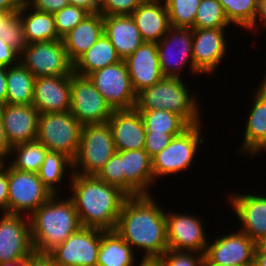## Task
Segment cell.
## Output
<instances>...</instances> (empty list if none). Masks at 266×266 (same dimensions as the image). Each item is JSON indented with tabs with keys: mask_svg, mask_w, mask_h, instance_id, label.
<instances>
[{
	"mask_svg": "<svg viewBox=\"0 0 266 266\" xmlns=\"http://www.w3.org/2000/svg\"><path fill=\"white\" fill-rule=\"evenodd\" d=\"M124 62L137 95L164 77L160 68L157 43L144 42L126 57Z\"/></svg>",
	"mask_w": 266,
	"mask_h": 266,
	"instance_id": "21",
	"label": "cell"
},
{
	"mask_svg": "<svg viewBox=\"0 0 266 266\" xmlns=\"http://www.w3.org/2000/svg\"><path fill=\"white\" fill-rule=\"evenodd\" d=\"M104 34L103 15L89 14L62 37L69 60L74 63Z\"/></svg>",
	"mask_w": 266,
	"mask_h": 266,
	"instance_id": "26",
	"label": "cell"
},
{
	"mask_svg": "<svg viewBox=\"0 0 266 266\" xmlns=\"http://www.w3.org/2000/svg\"><path fill=\"white\" fill-rule=\"evenodd\" d=\"M116 152L108 122L82 126L78 153L73 160V173L97 175Z\"/></svg>",
	"mask_w": 266,
	"mask_h": 266,
	"instance_id": "5",
	"label": "cell"
},
{
	"mask_svg": "<svg viewBox=\"0 0 266 266\" xmlns=\"http://www.w3.org/2000/svg\"><path fill=\"white\" fill-rule=\"evenodd\" d=\"M144 0H99L98 12L103 16L131 15Z\"/></svg>",
	"mask_w": 266,
	"mask_h": 266,
	"instance_id": "42",
	"label": "cell"
},
{
	"mask_svg": "<svg viewBox=\"0 0 266 266\" xmlns=\"http://www.w3.org/2000/svg\"><path fill=\"white\" fill-rule=\"evenodd\" d=\"M57 196L53 195L29 216L36 253L48 254L82 227L72 199L60 201Z\"/></svg>",
	"mask_w": 266,
	"mask_h": 266,
	"instance_id": "3",
	"label": "cell"
},
{
	"mask_svg": "<svg viewBox=\"0 0 266 266\" xmlns=\"http://www.w3.org/2000/svg\"><path fill=\"white\" fill-rule=\"evenodd\" d=\"M0 114L11 147L36 140L40 113L33 104L6 103L0 106Z\"/></svg>",
	"mask_w": 266,
	"mask_h": 266,
	"instance_id": "20",
	"label": "cell"
},
{
	"mask_svg": "<svg viewBox=\"0 0 266 266\" xmlns=\"http://www.w3.org/2000/svg\"><path fill=\"white\" fill-rule=\"evenodd\" d=\"M121 61L115 47L108 37L103 34L85 53L73 63V73L88 76L97 70L103 69Z\"/></svg>",
	"mask_w": 266,
	"mask_h": 266,
	"instance_id": "28",
	"label": "cell"
},
{
	"mask_svg": "<svg viewBox=\"0 0 266 266\" xmlns=\"http://www.w3.org/2000/svg\"><path fill=\"white\" fill-rule=\"evenodd\" d=\"M13 13H6L0 11V37L2 34V29L5 27V21L12 15Z\"/></svg>",
	"mask_w": 266,
	"mask_h": 266,
	"instance_id": "55",
	"label": "cell"
},
{
	"mask_svg": "<svg viewBox=\"0 0 266 266\" xmlns=\"http://www.w3.org/2000/svg\"><path fill=\"white\" fill-rule=\"evenodd\" d=\"M165 217L169 249L205 253L209 242L201 217L181 212H166Z\"/></svg>",
	"mask_w": 266,
	"mask_h": 266,
	"instance_id": "16",
	"label": "cell"
},
{
	"mask_svg": "<svg viewBox=\"0 0 266 266\" xmlns=\"http://www.w3.org/2000/svg\"><path fill=\"white\" fill-rule=\"evenodd\" d=\"M182 78L163 77L137 95V110H166L181 115L190 125L201 123L200 107Z\"/></svg>",
	"mask_w": 266,
	"mask_h": 266,
	"instance_id": "4",
	"label": "cell"
},
{
	"mask_svg": "<svg viewBox=\"0 0 266 266\" xmlns=\"http://www.w3.org/2000/svg\"><path fill=\"white\" fill-rule=\"evenodd\" d=\"M121 161L122 157L115 152L96 176L125 192V174L122 173Z\"/></svg>",
	"mask_w": 266,
	"mask_h": 266,
	"instance_id": "40",
	"label": "cell"
},
{
	"mask_svg": "<svg viewBox=\"0 0 266 266\" xmlns=\"http://www.w3.org/2000/svg\"><path fill=\"white\" fill-rule=\"evenodd\" d=\"M139 266H164L160 257H142Z\"/></svg>",
	"mask_w": 266,
	"mask_h": 266,
	"instance_id": "53",
	"label": "cell"
},
{
	"mask_svg": "<svg viewBox=\"0 0 266 266\" xmlns=\"http://www.w3.org/2000/svg\"><path fill=\"white\" fill-rule=\"evenodd\" d=\"M89 80L113 110H130L136 107L137 94L124 60L90 73Z\"/></svg>",
	"mask_w": 266,
	"mask_h": 266,
	"instance_id": "10",
	"label": "cell"
},
{
	"mask_svg": "<svg viewBox=\"0 0 266 266\" xmlns=\"http://www.w3.org/2000/svg\"><path fill=\"white\" fill-rule=\"evenodd\" d=\"M194 253L198 252L168 249L160 258L164 266H205L204 254Z\"/></svg>",
	"mask_w": 266,
	"mask_h": 266,
	"instance_id": "41",
	"label": "cell"
},
{
	"mask_svg": "<svg viewBox=\"0 0 266 266\" xmlns=\"http://www.w3.org/2000/svg\"><path fill=\"white\" fill-rule=\"evenodd\" d=\"M224 28L193 29L192 57L200 74H212L227 52Z\"/></svg>",
	"mask_w": 266,
	"mask_h": 266,
	"instance_id": "17",
	"label": "cell"
},
{
	"mask_svg": "<svg viewBox=\"0 0 266 266\" xmlns=\"http://www.w3.org/2000/svg\"><path fill=\"white\" fill-rule=\"evenodd\" d=\"M173 137V135L168 133L146 132L144 150L153 158L170 144Z\"/></svg>",
	"mask_w": 266,
	"mask_h": 266,
	"instance_id": "43",
	"label": "cell"
},
{
	"mask_svg": "<svg viewBox=\"0 0 266 266\" xmlns=\"http://www.w3.org/2000/svg\"><path fill=\"white\" fill-rule=\"evenodd\" d=\"M7 67H0V106L6 104L7 96Z\"/></svg>",
	"mask_w": 266,
	"mask_h": 266,
	"instance_id": "51",
	"label": "cell"
},
{
	"mask_svg": "<svg viewBox=\"0 0 266 266\" xmlns=\"http://www.w3.org/2000/svg\"><path fill=\"white\" fill-rule=\"evenodd\" d=\"M19 57L20 53L0 37V67L8 68L17 65Z\"/></svg>",
	"mask_w": 266,
	"mask_h": 266,
	"instance_id": "45",
	"label": "cell"
},
{
	"mask_svg": "<svg viewBox=\"0 0 266 266\" xmlns=\"http://www.w3.org/2000/svg\"><path fill=\"white\" fill-rule=\"evenodd\" d=\"M229 23L245 30H255L260 17L261 0H218Z\"/></svg>",
	"mask_w": 266,
	"mask_h": 266,
	"instance_id": "32",
	"label": "cell"
},
{
	"mask_svg": "<svg viewBox=\"0 0 266 266\" xmlns=\"http://www.w3.org/2000/svg\"><path fill=\"white\" fill-rule=\"evenodd\" d=\"M152 195L129 196L119 214L116 232L143 257H161L167 251L165 212Z\"/></svg>",
	"mask_w": 266,
	"mask_h": 266,
	"instance_id": "1",
	"label": "cell"
},
{
	"mask_svg": "<svg viewBox=\"0 0 266 266\" xmlns=\"http://www.w3.org/2000/svg\"><path fill=\"white\" fill-rule=\"evenodd\" d=\"M28 10L30 12L27 13ZM18 14L23 22L27 43L62 39L57 33L53 14L35 9L32 11L31 7H28L25 3H23Z\"/></svg>",
	"mask_w": 266,
	"mask_h": 266,
	"instance_id": "30",
	"label": "cell"
},
{
	"mask_svg": "<svg viewBox=\"0 0 266 266\" xmlns=\"http://www.w3.org/2000/svg\"><path fill=\"white\" fill-rule=\"evenodd\" d=\"M263 149L264 150H266V142L263 144V146L255 153V154H257L258 155V153L260 152V151H263Z\"/></svg>",
	"mask_w": 266,
	"mask_h": 266,
	"instance_id": "59",
	"label": "cell"
},
{
	"mask_svg": "<svg viewBox=\"0 0 266 266\" xmlns=\"http://www.w3.org/2000/svg\"><path fill=\"white\" fill-rule=\"evenodd\" d=\"M11 146L7 140L4 126H3V121L2 117L0 114V156L6 161L9 158Z\"/></svg>",
	"mask_w": 266,
	"mask_h": 266,
	"instance_id": "48",
	"label": "cell"
},
{
	"mask_svg": "<svg viewBox=\"0 0 266 266\" xmlns=\"http://www.w3.org/2000/svg\"><path fill=\"white\" fill-rule=\"evenodd\" d=\"M201 124L190 125L181 134L174 136L170 144L152 158L154 180L190 169L198 146L204 143L200 137Z\"/></svg>",
	"mask_w": 266,
	"mask_h": 266,
	"instance_id": "7",
	"label": "cell"
},
{
	"mask_svg": "<svg viewBox=\"0 0 266 266\" xmlns=\"http://www.w3.org/2000/svg\"><path fill=\"white\" fill-rule=\"evenodd\" d=\"M48 151L38 140L15 145L9 154L15 157L9 165L16 170L38 173Z\"/></svg>",
	"mask_w": 266,
	"mask_h": 266,
	"instance_id": "35",
	"label": "cell"
},
{
	"mask_svg": "<svg viewBox=\"0 0 266 266\" xmlns=\"http://www.w3.org/2000/svg\"><path fill=\"white\" fill-rule=\"evenodd\" d=\"M6 161L0 167V210L3 213H8V166H5Z\"/></svg>",
	"mask_w": 266,
	"mask_h": 266,
	"instance_id": "46",
	"label": "cell"
},
{
	"mask_svg": "<svg viewBox=\"0 0 266 266\" xmlns=\"http://www.w3.org/2000/svg\"><path fill=\"white\" fill-rule=\"evenodd\" d=\"M24 3L32 9L51 14L70 4L68 0H24Z\"/></svg>",
	"mask_w": 266,
	"mask_h": 266,
	"instance_id": "44",
	"label": "cell"
},
{
	"mask_svg": "<svg viewBox=\"0 0 266 266\" xmlns=\"http://www.w3.org/2000/svg\"><path fill=\"white\" fill-rule=\"evenodd\" d=\"M265 77L263 78V81L260 83V86L266 91V72H265Z\"/></svg>",
	"mask_w": 266,
	"mask_h": 266,
	"instance_id": "57",
	"label": "cell"
},
{
	"mask_svg": "<svg viewBox=\"0 0 266 266\" xmlns=\"http://www.w3.org/2000/svg\"><path fill=\"white\" fill-rule=\"evenodd\" d=\"M82 126L70 111L41 113L36 140L50 152L62 153L73 161L78 153Z\"/></svg>",
	"mask_w": 266,
	"mask_h": 266,
	"instance_id": "6",
	"label": "cell"
},
{
	"mask_svg": "<svg viewBox=\"0 0 266 266\" xmlns=\"http://www.w3.org/2000/svg\"><path fill=\"white\" fill-rule=\"evenodd\" d=\"M134 250L116 230H102L97 266H134Z\"/></svg>",
	"mask_w": 266,
	"mask_h": 266,
	"instance_id": "29",
	"label": "cell"
},
{
	"mask_svg": "<svg viewBox=\"0 0 266 266\" xmlns=\"http://www.w3.org/2000/svg\"><path fill=\"white\" fill-rule=\"evenodd\" d=\"M231 25L218 0H201L196 11L194 29L228 28Z\"/></svg>",
	"mask_w": 266,
	"mask_h": 266,
	"instance_id": "36",
	"label": "cell"
},
{
	"mask_svg": "<svg viewBox=\"0 0 266 266\" xmlns=\"http://www.w3.org/2000/svg\"><path fill=\"white\" fill-rule=\"evenodd\" d=\"M6 103L30 105L33 102L35 76L20 62L7 68Z\"/></svg>",
	"mask_w": 266,
	"mask_h": 266,
	"instance_id": "31",
	"label": "cell"
},
{
	"mask_svg": "<svg viewBox=\"0 0 266 266\" xmlns=\"http://www.w3.org/2000/svg\"><path fill=\"white\" fill-rule=\"evenodd\" d=\"M256 244L244 232L238 230L217 237L208 243L205 266H253Z\"/></svg>",
	"mask_w": 266,
	"mask_h": 266,
	"instance_id": "14",
	"label": "cell"
},
{
	"mask_svg": "<svg viewBox=\"0 0 266 266\" xmlns=\"http://www.w3.org/2000/svg\"><path fill=\"white\" fill-rule=\"evenodd\" d=\"M71 5L85 9L90 14L98 13L99 0H68Z\"/></svg>",
	"mask_w": 266,
	"mask_h": 266,
	"instance_id": "50",
	"label": "cell"
},
{
	"mask_svg": "<svg viewBox=\"0 0 266 266\" xmlns=\"http://www.w3.org/2000/svg\"><path fill=\"white\" fill-rule=\"evenodd\" d=\"M24 216L8 213L1 215L0 263L23 261L35 252L31 237L30 219Z\"/></svg>",
	"mask_w": 266,
	"mask_h": 266,
	"instance_id": "15",
	"label": "cell"
},
{
	"mask_svg": "<svg viewBox=\"0 0 266 266\" xmlns=\"http://www.w3.org/2000/svg\"><path fill=\"white\" fill-rule=\"evenodd\" d=\"M23 3L24 0H0V11L16 14Z\"/></svg>",
	"mask_w": 266,
	"mask_h": 266,
	"instance_id": "49",
	"label": "cell"
},
{
	"mask_svg": "<svg viewBox=\"0 0 266 266\" xmlns=\"http://www.w3.org/2000/svg\"><path fill=\"white\" fill-rule=\"evenodd\" d=\"M19 62L35 77L62 76L73 73L62 39L28 43Z\"/></svg>",
	"mask_w": 266,
	"mask_h": 266,
	"instance_id": "9",
	"label": "cell"
},
{
	"mask_svg": "<svg viewBox=\"0 0 266 266\" xmlns=\"http://www.w3.org/2000/svg\"><path fill=\"white\" fill-rule=\"evenodd\" d=\"M192 45V28H169L167 34L157 43L160 68L164 77L180 78L179 72L181 73L187 64H190L191 73L200 75L194 67Z\"/></svg>",
	"mask_w": 266,
	"mask_h": 266,
	"instance_id": "12",
	"label": "cell"
},
{
	"mask_svg": "<svg viewBox=\"0 0 266 266\" xmlns=\"http://www.w3.org/2000/svg\"><path fill=\"white\" fill-rule=\"evenodd\" d=\"M146 132L181 134L190 124L179 114L166 110H138Z\"/></svg>",
	"mask_w": 266,
	"mask_h": 266,
	"instance_id": "33",
	"label": "cell"
},
{
	"mask_svg": "<svg viewBox=\"0 0 266 266\" xmlns=\"http://www.w3.org/2000/svg\"><path fill=\"white\" fill-rule=\"evenodd\" d=\"M4 161L5 160L0 156V167L3 165Z\"/></svg>",
	"mask_w": 266,
	"mask_h": 266,
	"instance_id": "60",
	"label": "cell"
},
{
	"mask_svg": "<svg viewBox=\"0 0 266 266\" xmlns=\"http://www.w3.org/2000/svg\"><path fill=\"white\" fill-rule=\"evenodd\" d=\"M260 23L266 27V0H261Z\"/></svg>",
	"mask_w": 266,
	"mask_h": 266,
	"instance_id": "54",
	"label": "cell"
},
{
	"mask_svg": "<svg viewBox=\"0 0 266 266\" xmlns=\"http://www.w3.org/2000/svg\"><path fill=\"white\" fill-rule=\"evenodd\" d=\"M262 248L266 249V237L261 241V243L259 244Z\"/></svg>",
	"mask_w": 266,
	"mask_h": 266,
	"instance_id": "58",
	"label": "cell"
},
{
	"mask_svg": "<svg viewBox=\"0 0 266 266\" xmlns=\"http://www.w3.org/2000/svg\"><path fill=\"white\" fill-rule=\"evenodd\" d=\"M22 266H56L49 254L36 253L22 261Z\"/></svg>",
	"mask_w": 266,
	"mask_h": 266,
	"instance_id": "47",
	"label": "cell"
},
{
	"mask_svg": "<svg viewBox=\"0 0 266 266\" xmlns=\"http://www.w3.org/2000/svg\"><path fill=\"white\" fill-rule=\"evenodd\" d=\"M32 104L40 114L69 111L71 75L36 77Z\"/></svg>",
	"mask_w": 266,
	"mask_h": 266,
	"instance_id": "19",
	"label": "cell"
},
{
	"mask_svg": "<svg viewBox=\"0 0 266 266\" xmlns=\"http://www.w3.org/2000/svg\"><path fill=\"white\" fill-rule=\"evenodd\" d=\"M89 14L85 9L71 4L55 12L53 15L58 35L61 38L65 36Z\"/></svg>",
	"mask_w": 266,
	"mask_h": 266,
	"instance_id": "38",
	"label": "cell"
},
{
	"mask_svg": "<svg viewBox=\"0 0 266 266\" xmlns=\"http://www.w3.org/2000/svg\"><path fill=\"white\" fill-rule=\"evenodd\" d=\"M131 17L144 42L158 43L171 27L164 0H144Z\"/></svg>",
	"mask_w": 266,
	"mask_h": 266,
	"instance_id": "24",
	"label": "cell"
},
{
	"mask_svg": "<svg viewBox=\"0 0 266 266\" xmlns=\"http://www.w3.org/2000/svg\"><path fill=\"white\" fill-rule=\"evenodd\" d=\"M112 131L116 151L140 150L144 148L146 129L139 111L114 110L107 121Z\"/></svg>",
	"mask_w": 266,
	"mask_h": 266,
	"instance_id": "22",
	"label": "cell"
},
{
	"mask_svg": "<svg viewBox=\"0 0 266 266\" xmlns=\"http://www.w3.org/2000/svg\"><path fill=\"white\" fill-rule=\"evenodd\" d=\"M104 34L115 47L117 55L124 60L144 41L131 15L103 16Z\"/></svg>",
	"mask_w": 266,
	"mask_h": 266,
	"instance_id": "25",
	"label": "cell"
},
{
	"mask_svg": "<svg viewBox=\"0 0 266 266\" xmlns=\"http://www.w3.org/2000/svg\"><path fill=\"white\" fill-rule=\"evenodd\" d=\"M170 25L194 29L196 11L201 0H164Z\"/></svg>",
	"mask_w": 266,
	"mask_h": 266,
	"instance_id": "37",
	"label": "cell"
},
{
	"mask_svg": "<svg viewBox=\"0 0 266 266\" xmlns=\"http://www.w3.org/2000/svg\"><path fill=\"white\" fill-rule=\"evenodd\" d=\"M8 181V214L29 217L53 196L38 173L16 170L8 165Z\"/></svg>",
	"mask_w": 266,
	"mask_h": 266,
	"instance_id": "8",
	"label": "cell"
},
{
	"mask_svg": "<svg viewBox=\"0 0 266 266\" xmlns=\"http://www.w3.org/2000/svg\"><path fill=\"white\" fill-rule=\"evenodd\" d=\"M0 266H22V261H6L1 262Z\"/></svg>",
	"mask_w": 266,
	"mask_h": 266,
	"instance_id": "56",
	"label": "cell"
},
{
	"mask_svg": "<svg viewBox=\"0 0 266 266\" xmlns=\"http://www.w3.org/2000/svg\"><path fill=\"white\" fill-rule=\"evenodd\" d=\"M116 152L122 157L121 167L122 173L125 174V193L128 196L151 195L147 190L155 181L152 158L144 148Z\"/></svg>",
	"mask_w": 266,
	"mask_h": 266,
	"instance_id": "23",
	"label": "cell"
},
{
	"mask_svg": "<svg viewBox=\"0 0 266 266\" xmlns=\"http://www.w3.org/2000/svg\"><path fill=\"white\" fill-rule=\"evenodd\" d=\"M69 111L84 126L106 123L114 110L88 77L72 73Z\"/></svg>",
	"mask_w": 266,
	"mask_h": 266,
	"instance_id": "11",
	"label": "cell"
},
{
	"mask_svg": "<svg viewBox=\"0 0 266 266\" xmlns=\"http://www.w3.org/2000/svg\"><path fill=\"white\" fill-rule=\"evenodd\" d=\"M253 98V105L246 120L244 141L239 148L243 154L255 156L266 142V91L259 85Z\"/></svg>",
	"mask_w": 266,
	"mask_h": 266,
	"instance_id": "27",
	"label": "cell"
},
{
	"mask_svg": "<svg viewBox=\"0 0 266 266\" xmlns=\"http://www.w3.org/2000/svg\"><path fill=\"white\" fill-rule=\"evenodd\" d=\"M71 194L82 227L115 230L123 203L129 197L96 175L73 173Z\"/></svg>",
	"mask_w": 266,
	"mask_h": 266,
	"instance_id": "2",
	"label": "cell"
},
{
	"mask_svg": "<svg viewBox=\"0 0 266 266\" xmlns=\"http://www.w3.org/2000/svg\"><path fill=\"white\" fill-rule=\"evenodd\" d=\"M1 38L16 51L21 53L27 47L24 34L23 22L18 13L12 14L6 21L2 29Z\"/></svg>",
	"mask_w": 266,
	"mask_h": 266,
	"instance_id": "39",
	"label": "cell"
},
{
	"mask_svg": "<svg viewBox=\"0 0 266 266\" xmlns=\"http://www.w3.org/2000/svg\"><path fill=\"white\" fill-rule=\"evenodd\" d=\"M67 169L70 171L69 176H72L73 161L69 157L59 152L48 151L39 169L38 176L53 195H58L60 193L58 192V186Z\"/></svg>",
	"mask_w": 266,
	"mask_h": 266,
	"instance_id": "34",
	"label": "cell"
},
{
	"mask_svg": "<svg viewBox=\"0 0 266 266\" xmlns=\"http://www.w3.org/2000/svg\"><path fill=\"white\" fill-rule=\"evenodd\" d=\"M236 218L241 221L240 231L247 234L257 245L266 237V195L234 194L228 195Z\"/></svg>",
	"mask_w": 266,
	"mask_h": 266,
	"instance_id": "18",
	"label": "cell"
},
{
	"mask_svg": "<svg viewBox=\"0 0 266 266\" xmlns=\"http://www.w3.org/2000/svg\"><path fill=\"white\" fill-rule=\"evenodd\" d=\"M253 266H266V249L259 244L256 245L254 250Z\"/></svg>",
	"mask_w": 266,
	"mask_h": 266,
	"instance_id": "52",
	"label": "cell"
},
{
	"mask_svg": "<svg viewBox=\"0 0 266 266\" xmlns=\"http://www.w3.org/2000/svg\"><path fill=\"white\" fill-rule=\"evenodd\" d=\"M102 229L81 227L48 254L56 266H97Z\"/></svg>",
	"mask_w": 266,
	"mask_h": 266,
	"instance_id": "13",
	"label": "cell"
}]
</instances>
